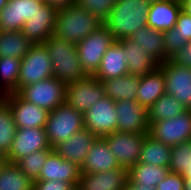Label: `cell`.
Segmentation results:
<instances>
[{
    "label": "cell",
    "mask_w": 191,
    "mask_h": 190,
    "mask_svg": "<svg viewBox=\"0 0 191 190\" xmlns=\"http://www.w3.org/2000/svg\"><path fill=\"white\" fill-rule=\"evenodd\" d=\"M184 179H191V165L189 166L188 170H185L184 174L182 175Z\"/></svg>",
    "instance_id": "47"
},
{
    "label": "cell",
    "mask_w": 191,
    "mask_h": 190,
    "mask_svg": "<svg viewBox=\"0 0 191 190\" xmlns=\"http://www.w3.org/2000/svg\"><path fill=\"white\" fill-rule=\"evenodd\" d=\"M191 165V140L182 142L171 147L170 163L168 169L170 172L183 175Z\"/></svg>",
    "instance_id": "36"
},
{
    "label": "cell",
    "mask_w": 191,
    "mask_h": 190,
    "mask_svg": "<svg viewBox=\"0 0 191 190\" xmlns=\"http://www.w3.org/2000/svg\"><path fill=\"white\" fill-rule=\"evenodd\" d=\"M84 128L97 137L118 131L115 101L105 96L84 114Z\"/></svg>",
    "instance_id": "11"
},
{
    "label": "cell",
    "mask_w": 191,
    "mask_h": 190,
    "mask_svg": "<svg viewBox=\"0 0 191 190\" xmlns=\"http://www.w3.org/2000/svg\"><path fill=\"white\" fill-rule=\"evenodd\" d=\"M171 147L154 139L149 134L146 135L139 162L154 166L168 167L170 163Z\"/></svg>",
    "instance_id": "29"
},
{
    "label": "cell",
    "mask_w": 191,
    "mask_h": 190,
    "mask_svg": "<svg viewBox=\"0 0 191 190\" xmlns=\"http://www.w3.org/2000/svg\"><path fill=\"white\" fill-rule=\"evenodd\" d=\"M57 10L50 4H44L31 20L24 23L22 32L32 44L44 43L54 35Z\"/></svg>",
    "instance_id": "18"
},
{
    "label": "cell",
    "mask_w": 191,
    "mask_h": 190,
    "mask_svg": "<svg viewBox=\"0 0 191 190\" xmlns=\"http://www.w3.org/2000/svg\"><path fill=\"white\" fill-rule=\"evenodd\" d=\"M168 167L154 166L138 162L129 169V179L139 186L156 188L158 183L166 178Z\"/></svg>",
    "instance_id": "30"
},
{
    "label": "cell",
    "mask_w": 191,
    "mask_h": 190,
    "mask_svg": "<svg viewBox=\"0 0 191 190\" xmlns=\"http://www.w3.org/2000/svg\"><path fill=\"white\" fill-rule=\"evenodd\" d=\"M176 32L183 38L184 41L191 42V14L182 9L177 17L175 24Z\"/></svg>",
    "instance_id": "39"
},
{
    "label": "cell",
    "mask_w": 191,
    "mask_h": 190,
    "mask_svg": "<svg viewBox=\"0 0 191 190\" xmlns=\"http://www.w3.org/2000/svg\"><path fill=\"white\" fill-rule=\"evenodd\" d=\"M116 0H77V4L105 21L115 6Z\"/></svg>",
    "instance_id": "37"
},
{
    "label": "cell",
    "mask_w": 191,
    "mask_h": 190,
    "mask_svg": "<svg viewBox=\"0 0 191 190\" xmlns=\"http://www.w3.org/2000/svg\"><path fill=\"white\" fill-rule=\"evenodd\" d=\"M148 122L154 123L157 121L171 119L178 114L183 113L187 108L174 96L163 94L153 105L148 109Z\"/></svg>",
    "instance_id": "31"
},
{
    "label": "cell",
    "mask_w": 191,
    "mask_h": 190,
    "mask_svg": "<svg viewBox=\"0 0 191 190\" xmlns=\"http://www.w3.org/2000/svg\"><path fill=\"white\" fill-rule=\"evenodd\" d=\"M186 44L187 42L183 40L178 32H176L175 26L167 31H164V53L168 59L174 53L180 51Z\"/></svg>",
    "instance_id": "38"
},
{
    "label": "cell",
    "mask_w": 191,
    "mask_h": 190,
    "mask_svg": "<svg viewBox=\"0 0 191 190\" xmlns=\"http://www.w3.org/2000/svg\"><path fill=\"white\" fill-rule=\"evenodd\" d=\"M165 78L166 93L174 96L187 109L191 108V68L176 65L169 60L159 64Z\"/></svg>",
    "instance_id": "14"
},
{
    "label": "cell",
    "mask_w": 191,
    "mask_h": 190,
    "mask_svg": "<svg viewBox=\"0 0 191 190\" xmlns=\"http://www.w3.org/2000/svg\"><path fill=\"white\" fill-rule=\"evenodd\" d=\"M184 190H191V179H185Z\"/></svg>",
    "instance_id": "48"
},
{
    "label": "cell",
    "mask_w": 191,
    "mask_h": 190,
    "mask_svg": "<svg viewBox=\"0 0 191 190\" xmlns=\"http://www.w3.org/2000/svg\"><path fill=\"white\" fill-rule=\"evenodd\" d=\"M44 45L53 65L54 78L69 83L87 75L81 66L75 44L53 35L44 42Z\"/></svg>",
    "instance_id": "3"
},
{
    "label": "cell",
    "mask_w": 191,
    "mask_h": 190,
    "mask_svg": "<svg viewBox=\"0 0 191 190\" xmlns=\"http://www.w3.org/2000/svg\"><path fill=\"white\" fill-rule=\"evenodd\" d=\"M115 41L108 28L102 25L76 45L78 58L81 61L83 71L87 75L96 73L101 59Z\"/></svg>",
    "instance_id": "6"
},
{
    "label": "cell",
    "mask_w": 191,
    "mask_h": 190,
    "mask_svg": "<svg viewBox=\"0 0 191 190\" xmlns=\"http://www.w3.org/2000/svg\"><path fill=\"white\" fill-rule=\"evenodd\" d=\"M7 0H0V11L6 6Z\"/></svg>",
    "instance_id": "49"
},
{
    "label": "cell",
    "mask_w": 191,
    "mask_h": 190,
    "mask_svg": "<svg viewBox=\"0 0 191 190\" xmlns=\"http://www.w3.org/2000/svg\"><path fill=\"white\" fill-rule=\"evenodd\" d=\"M120 167L114 153L109 149L103 137H97L89 150L82 167L81 173H97L109 171Z\"/></svg>",
    "instance_id": "21"
},
{
    "label": "cell",
    "mask_w": 191,
    "mask_h": 190,
    "mask_svg": "<svg viewBox=\"0 0 191 190\" xmlns=\"http://www.w3.org/2000/svg\"><path fill=\"white\" fill-rule=\"evenodd\" d=\"M43 5L33 0H7L6 6L0 11V31L22 30L24 23L31 20Z\"/></svg>",
    "instance_id": "17"
},
{
    "label": "cell",
    "mask_w": 191,
    "mask_h": 190,
    "mask_svg": "<svg viewBox=\"0 0 191 190\" xmlns=\"http://www.w3.org/2000/svg\"><path fill=\"white\" fill-rule=\"evenodd\" d=\"M184 183L182 175L169 172L166 178L158 183L156 190H184Z\"/></svg>",
    "instance_id": "40"
},
{
    "label": "cell",
    "mask_w": 191,
    "mask_h": 190,
    "mask_svg": "<svg viewBox=\"0 0 191 190\" xmlns=\"http://www.w3.org/2000/svg\"><path fill=\"white\" fill-rule=\"evenodd\" d=\"M17 94L23 100L50 112L65 104L66 83L52 77L29 84L21 88Z\"/></svg>",
    "instance_id": "5"
},
{
    "label": "cell",
    "mask_w": 191,
    "mask_h": 190,
    "mask_svg": "<svg viewBox=\"0 0 191 190\" xmlns=\"http://www.w3.org/2000/svg\"><path fill=\"white\" fill-rule=\"evenodd\" d=\"M103 83L105 96L113 101L119 100H136V93L140 76L126 74L113 79H106L101 81Z\"/></svg>",
    "instance_id": "27"
},
{
    "label": "cell",
    "mask_w": 191,
    "mask_h": 190,
    "mask_svg": "<svg viewBox=\"0 0 191 190\" xmlns=\"http://www.w3.org/2000/svg\"><path fill=\"white\" fill-rule=\"evenodd\" d=\"M49 4L60 9L62 7H67L73 4H77V0H49Z\"/></svg>",
    "instance_id": "43"
},
{
    "label": "cell",
    "mask_w": 191,
    "mask_h": 190,
    "mask_svg": "<svg viewBox=\"0 0 191 190\" xmlns=\"http://www.w3.org/2000/svg\"><path fill=\"white\" fill-rule=\"evenodd\" d=\"M102 25L104 21L96 14L73 4L57 10L54 36L77 45Z\"/></svg>",
    "instance_id": "1"
},
{
    "label": "cell",
    "mask_w": 191,
    "mask_h": 190,
    "mask_svg": "<svg viewBox=\"0 0 191 190\" xmlns=\"http://www.w3.org/2000/svg\"><path fill=\"white\" fill-rule=\"evenodd\" d=\"M42 4H49V0H33Z\"/></svg>",
    "instance_id": "50"
},
{
    "label": "cell",
    "mask_w": 191,
    "mask_h": 190,
    "mask_svg": "<svg viewBox=\"0 0 191 190\" xmlns=\"http://www.w3.org/2000/svg\"><path fill=\"white\" fill-rule=\"evenodd\" d=\"M145 1H147L149 4H151L154 2H159V1H164V0H145Z\"/></svg>",
    "instance_id": "51"
},
{
    "label": "cell",
    "mask_w": 191,
    "mask_h": 190,
    "mask_svg": "<svg viewBox=\"0 0 191 190\" xmlns=\"http://www.w3.org/2000/svg\"><path fill=\"white\" fill-rule=\"evenodd\" d=\"M52 150H39L20 158L15 165L33 181L39 179L43 165Z\"/></svg>",
    "instance_id": "35"
},
{
    "label": "cell",
    "mask_w": 191,
    "mask_h": 190,
    "mask_svg": "<svg viewBox=\"0 0 191 190\" xmlns=\"http://www.w3.org/2000/svg\"><path fill=\"white\" fill-rule=\"evenodd\" d=\"M130 38L137 42L138 46H141L159 64L169 60L164 53L163 31H157L146 25L139 28Z\"/></svg>",
    "instance_id": "26"
},
{
    "label": "cell",
    "mask_w": 191,
    "mask_h": 190,
    "mask_svg": "<svg viewBox=\"0 0 191 190\" xmlns=\"http://www.w3.org/2000/svg\"><path fill=\"white\" fill-rule=\"evenodd\" d=\"M169 61L176 65L191 68V42H188L180 51L174 53L169 58Z\"/></svg>",
    "instance_id": "42"
},
{
    "label": "cell",
    "mask_w": 191,
    "mask_h": 190,
    "mask_svg": "<svg viewBox=\"0 0 191 190\" xmlns=\"http://www.w3.org/2000/svg\"><path fill=\"white\" fill-rule=\"evenodd\" d=\"M73 183L66 181H34L33 190H76Z\"/></svg>",
    "instance_id": "41"
},
{
    "label": "cell",
    "mask_w": 191,
    "mask_h": 190,
    "mask_svg": "<svg viewBox=\"0 0 191 190\" xmlns=\"http://www.w3.org/2000/svg\"><path fill=\"white\" fill-rule=\"evenodd\" d=\"M149 5L145 0H116L104 25L116 41L130 38L139 28L147 25Z\"/></svg>",
    "instance_id": "2"
},
{
    "label": "cell",
    "mask_w": 191,
    "mask_h": 190,
    "mask_svg": "<svg viewBox=\"0 0 191 190\" xmlns=\"http://www.w3.org/2000/svg\"><path fill=\"white\" fill-rule=\"evenodd\" d=\"M81 175L80 167L66 159H63L52 150L43 165L39 179L35 181H66L78 186Z\"/></svg>",
    "instance_id": "19"
},
{
    "label": "cell",
    "mask_w": 191,
    "mask_h": 190,
    "mask_svg": "<svg viewBox=\"0 0 191 190\" xmlns=\"http://www.w3.org/2000/svg\"><path fill=\"white\" fill-rule=\"evenodd\" d=\"M128 74L127 57L124 48L115 41L101 59L100 66L93 75L99 81L113 79Z\"/></svg>",
    "instance_id": "24"
},
{
    "label": "cell",
    "mask_w": 191,
    "mask_h": 190,
    "mask_svg": "<svg viewBox=\"0 0 191 190\" xmlns=\"http://www.w3.org/2000/svg\"><path fill=\"white\" fill-rule=\"evenodd\" d=\"M39 150H53L45 128L17 129L7 155L8 163L15 164L20 158Z\"/></svg>",
    "instance_id": "13"
},
{
    "label": "cell",
    "mask_w": 191,
    "mask_h": 190,
    "mask_svg": "<svg viewBox=\"0 0 191 190\" xmlns=\"http://www.w3.org/2000/svg\"><path fill=\"white\" fill-rule=\"evenodd\" d=\"M148 133L114 132L103 136L114 153L119 166L130 169L139 162L144 139Z\"/></svg>",
    "instance_id": "10"
},
{
    "label": "cell",
    "mask_w": 191,
    "mask_h": 190,
    "mask_svg": "<svg viewBox=\"0 0 191 190\" xmlns=\"http://www.w3.org/2000/svg\"><path fill=\"white\" fill-rule=\"evenodd\" d=\"M31 45L32 43L25 37L22 30L0 31V57L22 59Z\"/></svg>",
    "instance_id": "28"
},
{
    "label": "cell",
    "mask_w": 191,
    "mask_h": 190,
    "mask_svg": "<svg viewBox=\"0 0 191 190\" xmlns=\"http://www.w3.org/2000/svg\"><path fill=\"white\" fill-rule=\"evenodd\" d=\"M125 190H156V188L149 186H139L136 183H133L130 179L128 180V184Z\"/></svg>",
    "instance_id": "44"
},
{
    "label": "cell",
    "mask_w": 191,
    "mask_h": 190,
    "mask_svg": "<svg viewBox=\"0 0 191 190\" xmlns=\"http://www.w3.org/2000/svg\"><path fill=\"white\" fill-rule=\"evenodd\" d=\"M33 184L13 163H7L0 172V190H33Z\"/></svg>",
    "instance_id": "33"
},
{
    "label": "cell",
    "mask_w": 191,
    "mask_h": 190,
    "mask_svg": "<svg viewBox=\"0 0 191 190\" xmlns=\"http://www.w3.org/2000/svg\"><path fill=\"white\" fill-rule=\"evenodd\" d=\"M53 77V65L44 43L32 44L21 59L18 91L33 83Z\"/></svg>",
    "instance_id": "7"
},
{
    "label": "cell",
    "mask_w": 191,
    "mask_h": 190,
    "mask_svg": "<svg viewBox=\"0 0 191 190\" xmlns=\"http://www.w3.org/2000/svg\"><path fill=\"white\" fill-rule=\"evenodd\" d=\"M148 134L170 147L191 140V110L171 119L149 123Z\"/></svg>",
    "instance_id": "9"
},
{
    "label": "cell",
    "mask_w": 191,
    "mask_h": 190,
    "mask_svg": "<svg viewBox=\"0 0 191 190\" xmlns=\"http://www.w3.org/2000/svg\"><path fill=\"white\" fill-rule=\"evenodd\" d=\"M163 94H166L163 71L158 67L152 73L140 77L136 101L147 109L153 105Z\"/></svg>",
    "instance_id": "25"
},
{
    "label": "cell",
    "mask_w": 191,
    "mask_h": 190,
    "mask_svg": "<svg viewBox=\"0 0 191 190\" xmlns=\"http://www.w3.org/2000/svg\"><path fill=\"white\" fill-rule=\"evenodd\" d=\"M129 180V169H115L97 173H81L78 190H125Z\"/></svg>",
    "instance_id": "16"
},
{
    "label": "cell",
    "mask_w": 191,
    "mask_h": 190,
    "mask_svg": "<svg viewBox=\"0 0 191 190\" xmlns=\"http://www.w3.org/2000/svg\"><path fill=\"white\" fill-rule=\"evenodd\" d=\"M96 138V135L83 128L65 142L56 145L53 150L63 159L75 163L81 168Z\"/></svg>",
    "instance_id": "20"
},
{
    "label": "cell",
    "mask_w": 191,
    "mask_h": 190,
    "mask_svg": "<svg viewBox=\"0 0 191 190\" xmlns=\"http://www.w3.org/2000/svg\"><path fill=\"white\" fill-rule=\"evenodd\" d=\"M17 132V127L11 114L9 104L1 97L0 98V153L8 155L14 137Z\"/></svg>",
    "instance_id": "34"
},
{
    "label": "cell",
    "mask_w": 191,
    "mask_h": 190,
    "mask_svg": "<svg viewBox=\"0 0 191 190\" xmlns=\"http://www.w3.org/2000/svg\"><path fill=\"white\" fill-rule=\"evenodd\" d=\"M7 163H8L7 156L4 155L3 153H0V172Z\"/></svg>",
    "instance_id": "46"
},
{
    "label": "cell",
    "mask_w": 191,
    "mask_h": 190,
    "mask_svg": "<svg viewBox=\"0 0 191 190\" xmlns=\"http://www.w3.org/2000/svg\"><path fill=\"white\" fill-rule=\"evenodd\" d=\"M9 104L17 129L45 128L49 112L37 105L23 100L17 93L2 96Z\"/></svg>",
    "instance_id": "12"
},
{
    "label": "cell",
    "mask_w": 191,
    "mask_h": 190,
    "mask_svg": "<svg viewBox=\"0 0 191 190\" xmlns=\"http://www.w3.org/2000/svg\"><path fill=\"white\" fill-rule=\"evenodd\" d=\"M117 42L124 48L128 74L141 77L147 73H152L159 67V63L131 38H124Z\"/></svg>",
    "instance_id": "23"
},
{
    "label": "cell",
    "mask_w": 191,
    "mask_h": 190,
    "mask_svg": "<svg viewBox=\"0 0 191 190\" xmlns=\"http://www.w3.org/2000/svg\"><path fill=\"white\" fill-rule=\"evenodd\" d=\"M118 132L145 134L149 131L148 110L136 100L115 101Z\"/></svg>",
    "instance_id": "15"
},
{
    "label": "cell",
    "mask_w": 191,
    "mask_h": 190,
    "mask_svg": "<svg viewBox=\"0 0 191 190\" xmlns=\"http://www.w3.org/2000/svg\"><path fill=\"white\" fill-rule=\"evenodd\" d=\"M103 97V83L93 75L66 83L65 103L83 114Z\"/></svg>",
    "instance_id": "8"
},
{
    "label": "cell",
    "mask_w": 191,
    "mask_h": 190,
    "mask_svg": "<svg viewBox=\"0 0 191 190\" xmlns=\"http://www.w3.org/2000/svg\"><path fill=\"white\" fill-rule=\"evenodd\" d=\"M83 128V113L73 109L66 103L49 112L45 125L46 135L52 148L65 142Z\"/></svg>",
    "instance_id": "4"
},
{
    "label": "cell",
    "mask_w": 191,
    "mask_h": 190,
    "mask_svg": "<svg viewBox=\"0 0 191 190\" xmlns=\"http://www.w3.org/2000/svg\"><path fill=\"white\" fill-rule=\"evenodd\" d=\"M182 1V9H184L187 13L191 14V0H181Z\"/></svg>",
    "instance_id": "45"
},
{
    "label": "cell",
    "mask_w": 191,
    "mask_h": 190,
    "mask_svg": "<svg viewBox=\"0 0 191 190\" xmlns=\"http://www.w3.org/2000/svg\"><path fill=\"white\" fill-rule=\"evenodd\" d=\"M181 10V0H164L151 3L147 14V25L157 31H167L175 26Z\"/></svg>",
    "instance_id": "22"
},
{
    "label": "cell",
    "mask_w": 191,
    "mask_h": 190,
    "mask_svg": "<svg viewBox=\"0 0 191 190\" xmlns=\"http://www.w3.org/2000/svg\"><path fill=\"white\" fill-rule=\"evenodd\" d=\"M21 59L14 57H0V94L18 92V79Z\"/></svg>",
    "instance_id": "32"
}]
</instances>
